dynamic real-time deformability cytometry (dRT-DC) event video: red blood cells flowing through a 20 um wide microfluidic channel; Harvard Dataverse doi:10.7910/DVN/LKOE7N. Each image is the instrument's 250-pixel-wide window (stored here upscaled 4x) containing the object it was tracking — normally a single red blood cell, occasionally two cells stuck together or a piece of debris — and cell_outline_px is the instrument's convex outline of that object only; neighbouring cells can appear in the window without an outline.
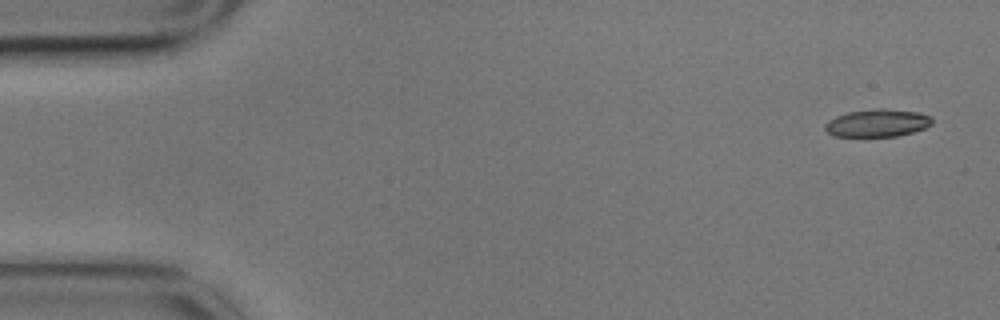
{"species": "common noctule bat (a hibernating species)", "species_latin": "Nyctalus noctula", "temperature_condition": "cold", "stored_images_in_passage": 6, "camera_frame_rate_fps": 3000, "um_per_image_px": 0.085, "animal": {"sex": "male", "body_mass_g": 17.9}, "frame": {"image": 1, "passage_image": 1, "time_ms": 0.0, "image_size_px": [1000, 320], "cell_outline_px": [[932, 124], [924, 128], [912, 132], [896, 136], [832, 136], [824, 128], [824, 124], [828, 120], [836, 116], [848, 112], [872, 108], [884, 108], [920, 112], [932, 116]], "centroid_in_image_um": [74.57, 10.44], "position_along_channel_um": 10.4, "area_um2": 17.4}}
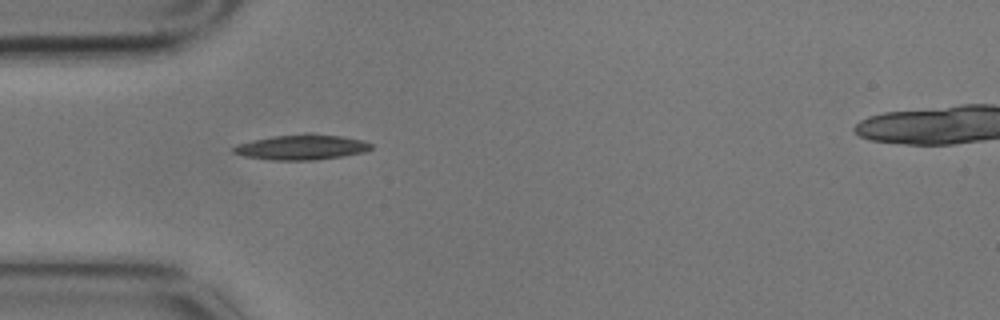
{"frame": {"image": 2, "passage_image": 5, "time_ms": 1.333, "image_size_px": [1000, 320], "cell_outline_px": [[372, 148], [364, 152], [344, 156], [316, 160], [268, 160], [244, 156], [232, 152], [232, 148], [236, 144], [252, 140], [272, 136], [304, 132], [312, 132], [344, 136], [364, 140], [372, 144]], "centroid_in_image_um": [25.65, 12.49], "position_along_channel_um": 59.4, "area_um2": 20.81}}